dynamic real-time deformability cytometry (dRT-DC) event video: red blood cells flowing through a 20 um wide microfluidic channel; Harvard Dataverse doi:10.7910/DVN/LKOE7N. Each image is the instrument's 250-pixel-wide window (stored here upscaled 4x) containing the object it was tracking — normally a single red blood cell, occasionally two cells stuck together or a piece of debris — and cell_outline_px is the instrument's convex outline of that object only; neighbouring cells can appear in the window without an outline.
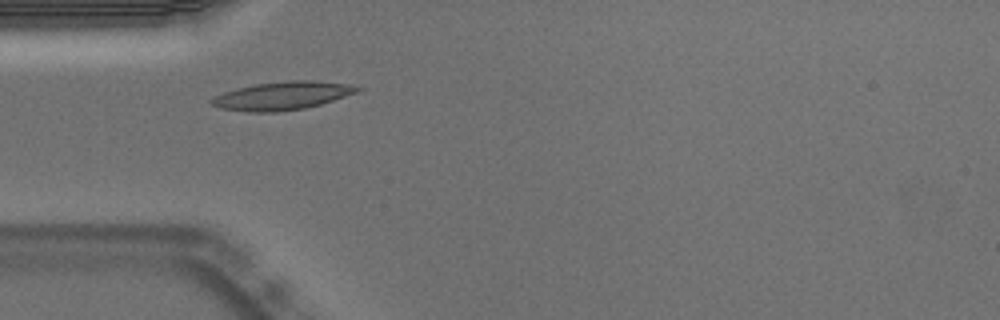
{"species": "Egyptian fruit bat (a non-hibernating species)", "species_latin": "Rousettus aegyptiacus", "temperature_condition": "warm", "stored_images_in_passage": 5, "camera_frame_rate_fps": 3000, "um_per_image_px": 0.085, "animal": {"sex": "male"}, "frame": {"image": 1, "passage_image": 1, "time_ms": 0.0, "image_size_px": [1000, 320], "cell_outline_px": [[364, 88], [356, 92], [320, 104], [304, 108], [276, 112], [248, 112], [220, 108], [212, 104], [208, 100], [224, 92], [256, 84], [292, 80], [312, 80], [344, 84]], "centroid_in_image_um": [23.96, 8.14], "position_along_channel_um": 61.0, "area_um2": 23.47}}